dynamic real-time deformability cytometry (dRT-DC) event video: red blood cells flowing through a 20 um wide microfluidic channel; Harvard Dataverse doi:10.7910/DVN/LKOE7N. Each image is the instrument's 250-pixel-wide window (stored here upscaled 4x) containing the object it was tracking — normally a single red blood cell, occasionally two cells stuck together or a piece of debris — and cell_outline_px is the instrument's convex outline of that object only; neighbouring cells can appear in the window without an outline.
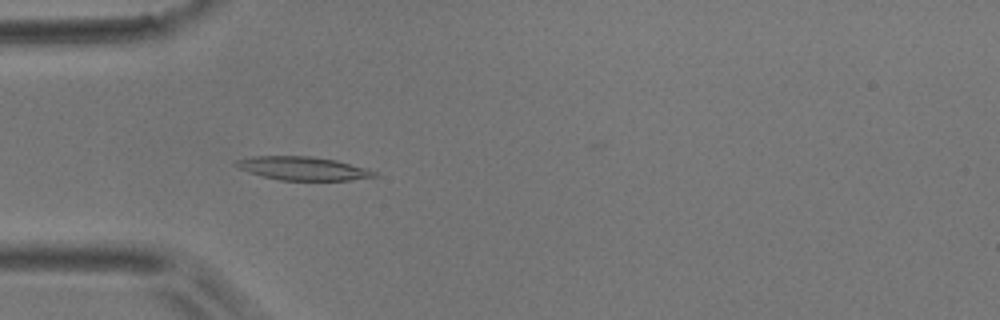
{"species": "common noctule bat (a hibernating species)", "species_latin": "Nyctalus noctula", "temperature_condition": "room temperature", "stored_images_in_passage": 30, "camera_frame_rate_fps": 3000, "um_per_image_px": 0.085, "animal": {"sex": "male", "body_mass_g": 17.9}, "frame": {"image": 1, "passage_image": 14, "time_ms": 4.333, "image_size_px": [1000, 320], "cell_outline_px": [[376, 176], [348, 180], [280, 180], [248, 172], [240, 168], [236, 164], [236, 160], [252, 156], [312, 156], [336, 160], [364, 168], [376, 172]], "centroid_in_image_um": [25.72, 14.31], "position_along_channel_um": 59.3, "area_um2": 18.55}}
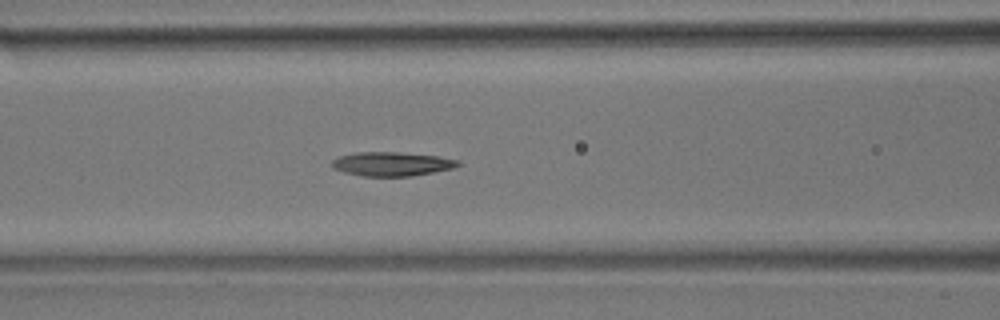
{"frame": {"image": 2, "passage_image": 20, "time_ms": 6.333, "image_size_px": [1000, 320], "cell_outline_px": [[460, 164], [452, 168], [412, 176], [360, 176], [344, 172], [332, 168], [332, 160], [340, 156], [356, 152], [400, 152], [436, 156], [460, 160]], "centroid_in_image_um": [33.27, 13.93], "position_along_channel_um": 133.3, "area_um2": 17.57}}
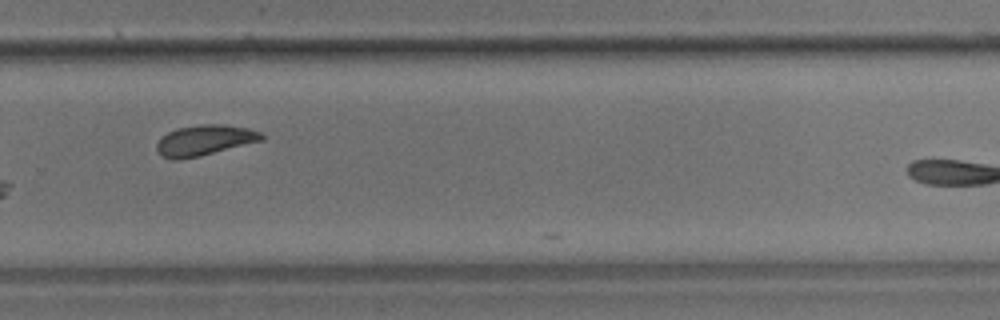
{"frame": {"image": 3, "passage_image": 29, "time_ms": 9.333, "image_size_px": [1000, 320], "cell_outline_px": [[264, 140], [200, 156], [176, 160], [172, 160], [160, 156], [156, 152], [156, 144], [168, 132], [176, 128], [200, 124], [224, 124], [248, 128], [260, 132], [264, 136]], "centroid_in_image_um": [17.37, 11.93], "position_along_channel_um": 312.4, "area_um2": 18.79}}